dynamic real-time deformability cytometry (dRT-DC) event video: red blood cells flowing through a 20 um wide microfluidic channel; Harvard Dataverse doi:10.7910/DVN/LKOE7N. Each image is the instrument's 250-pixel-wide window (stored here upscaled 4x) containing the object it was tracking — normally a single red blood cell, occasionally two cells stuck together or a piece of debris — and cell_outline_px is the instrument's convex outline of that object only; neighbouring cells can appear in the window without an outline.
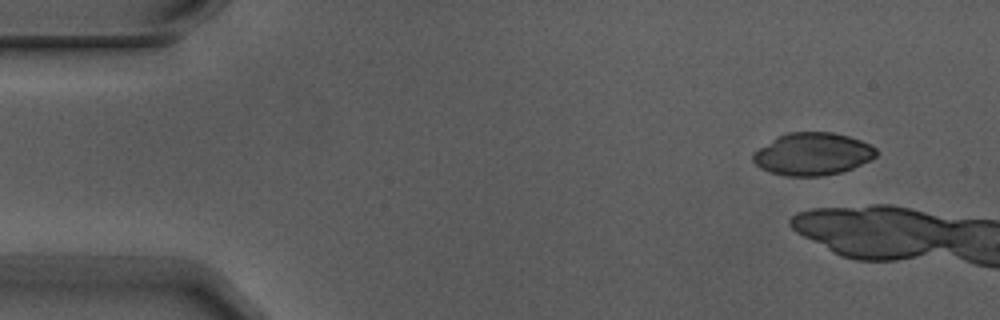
{"species": "Egyptian fruit bat (a non-hibernating species)", "species_latin": "Rousettus aegyptiacus", "temperature_condition": "warm", "stored_images_in_passage": 4, "camera_frame_rate_fps": 3000, "um_per_image_px": 0.085, "animal": {"sex": "male"}, "frame": {"image": 1, "passage_image": 1, "time_ms": 0.0, "image_size_px": [1000, 320], "cell_outline_px": [[876, 156], [872, 160], [852, 168], [840, 172], [820, 176], [788, 176], [772, 172], [760, 168], [752, 160], [752, 152], [780, 136], [788, 132], [832, 132], [848, 136], [860, 140], [876, 148]], "centroid_in_image_um": [69.08, 13.09], "position_along_channel_um": 15.9, "area_um2": 30.23}}